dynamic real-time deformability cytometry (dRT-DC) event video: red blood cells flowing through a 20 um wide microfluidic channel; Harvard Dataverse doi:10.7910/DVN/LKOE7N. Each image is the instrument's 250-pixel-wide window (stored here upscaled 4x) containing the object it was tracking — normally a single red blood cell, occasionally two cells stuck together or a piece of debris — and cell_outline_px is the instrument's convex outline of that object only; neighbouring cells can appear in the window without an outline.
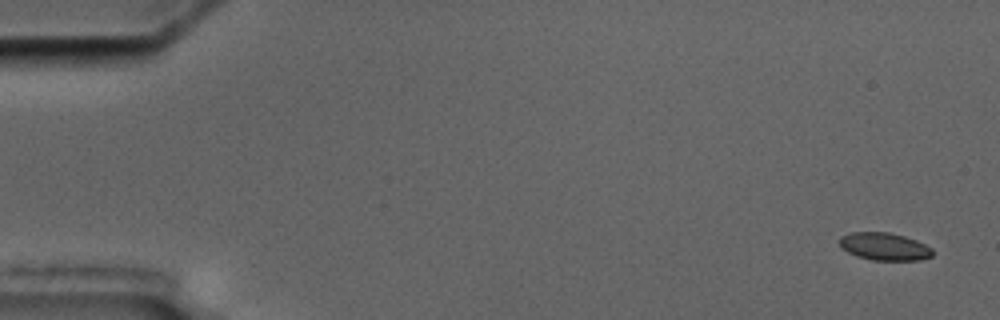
{"species": "common noctule bat (a hibernating species)", "species_latin": "Nyctalus noctula", "temperature_condition": "cold", "stored_images_in_passage": 7, "camera_frame_rate_fps": 3000, "um_per_image_px": 0.085, "animal": {"sex": "male", "body_mass_g": 17.5, "forearm_length_mm": 52.3}, "frame": {"image": 1, "passage_image": 1, "time_ms": 0.0, "image_size_px": [1000, 320], "cell_outline_px": [[932, 256], [920, 260], [872, 260], [856, 256], [848, 252], [840, 244], [840, 236], [852, 232], [888, 232], [904, 236], [916, 240], [932, 248]], "centroid_in_image_um": [75.18, 20.95], "position_along_channel_um": 9.8, "area_um2": 14.85}}
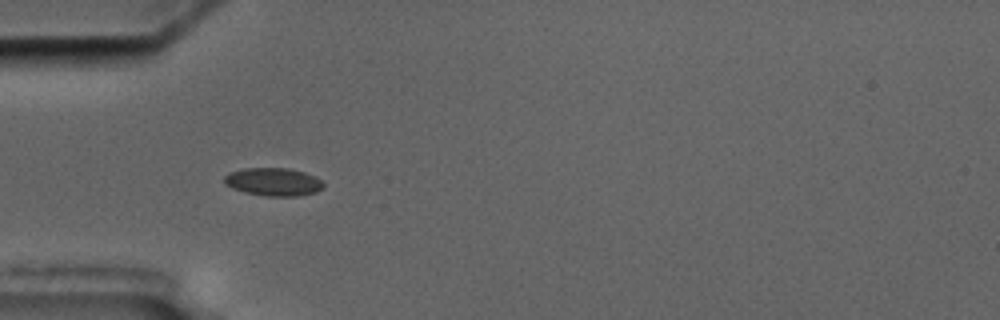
{"frame": {"image": 2, "passage_image": 5, "time_ms": 5.333, "image_size_px": [1000, 320], "cell_outline_px": [[324, 188], [316, 192], [300, 196], [264, 196], [244, 192], [232, 188], [224, 184], [224, 176], [228, 172], [244, 168], [288, 168], [304, 172], [320, 180], [324, 184]], "centroid_in_image_um": [23.21, 15.46], "position_along_channel_um": 61.8, "area_um2": 16.3}}
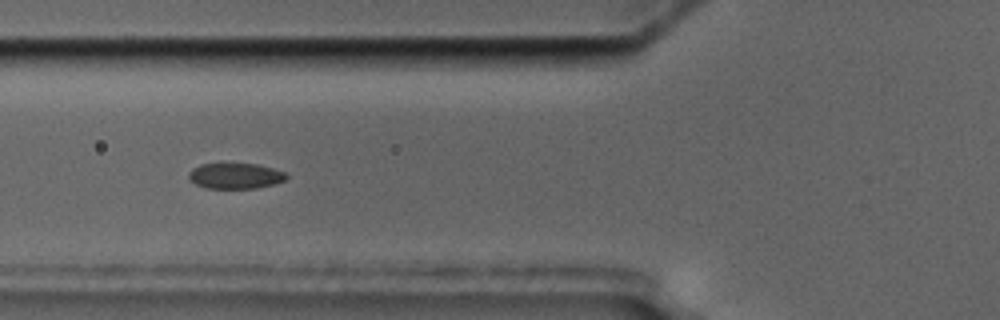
{"frame": {"image": 3, "passage_image": 6, "time_ms": 6.667, "image_size_px": [1000, 320], "cell_outline_px": [[288, 176], [284, 180], [276, 184], [256, 188], [208, 188], [196, 184], [188, 176], [188, 172], [192, 168], [200, 164], [256, 164], [272, 168], [284, 172]], "centroid_in_image_um": [20.01, 14.95], "position_along_channel_um": 105.8, "area_um2": 14.45}}